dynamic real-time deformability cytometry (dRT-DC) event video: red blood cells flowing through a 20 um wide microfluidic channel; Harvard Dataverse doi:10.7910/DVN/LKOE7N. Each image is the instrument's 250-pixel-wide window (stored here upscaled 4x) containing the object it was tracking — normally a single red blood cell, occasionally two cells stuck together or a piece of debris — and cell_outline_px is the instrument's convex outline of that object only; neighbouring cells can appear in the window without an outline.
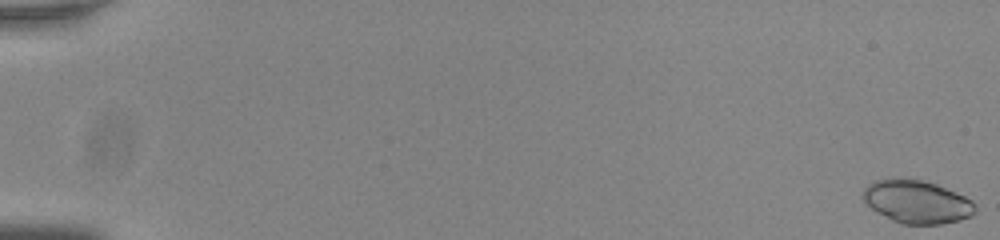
{"species": "common noctule bat (a hibernating species)", "species_latin": "Nyctalus noctula", "temperature_condition": "room temperature", "stored_images_in_passage": 56, "camera_frame_rate_fps": 3000, "um_per_image_px": 0.085, "animal": {"sex": "male", "body_mass_g": 20.0, "forearm_length_mm": 53.3}, "frame": {"image": 1, "passage_image": 1, "time_ms": 0.0, "image_size_px": [1000, 240], "cell_outline_px": [[976, 212], [972, 216], [960, 220], [940, 224], [900, 224], [876, 212], [860, 196], [860, 192], [868, 184], [876, 180], [888, 176], [892, 176], [924, 180], [936, 184], [964, 196], [972, 200], [976, 204]], "centroid_in_image_um": [77.9, 17.12], "position_along_channel_um": 7.1, "area_um2": 28.73}}
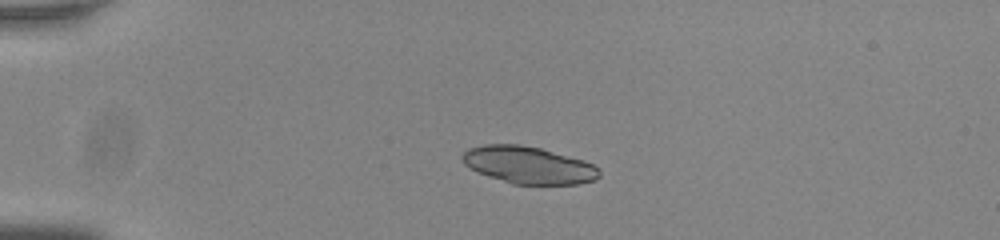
{"frame": {"image": 2, "passage_image": 15, "time_ms": 4.667, "image_size_px": [1000, 240], "cell_outline_px": [[600, 176], [596, 180], [580, 184], [512, 184], [476, 172], [468, 168], [460, 160], [460, 156], [468, 148], [484, 144], [520, 144], [540, 148], [584, 160], [600, 168]], "centroid_in_image_um": [44.9, 14.03], "position_along_channel_um": 40.1, "area_um2": 30.06}}